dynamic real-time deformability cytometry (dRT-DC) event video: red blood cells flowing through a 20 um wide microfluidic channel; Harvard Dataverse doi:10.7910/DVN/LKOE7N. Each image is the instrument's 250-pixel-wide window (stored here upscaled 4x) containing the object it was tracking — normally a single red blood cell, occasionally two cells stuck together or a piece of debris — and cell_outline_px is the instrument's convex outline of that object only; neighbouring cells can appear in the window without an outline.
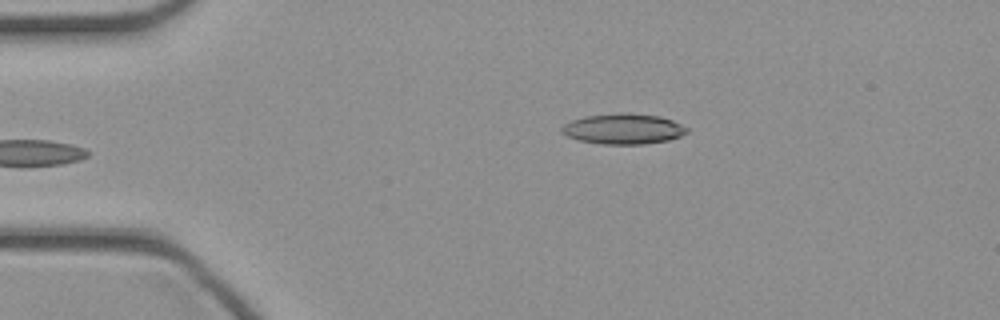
{"species": "common noctule bat (a hibernating species)", "species_latin": "Nyctalus noctula", "temperature_condition": "cold", "stored_images_in_passage": 32, "camera_frame_rate_fps": 3000, "um_per_image_px": 0.085, "animal": {"sex": "female", "body_mass_g": 21.9}, "frame": {"image": 1, "passage_image": 1, "time_ms": 0.0, "image_size_px": [1000, 320], "cell_outline_px": [[688, 132], [680, 136], [668, 140], [644, 144], [600, 144], [580, 140], [568, 136], [560, 132], [560, 128], [564, 124], [572, 120], [584, 116], [660, 116], [672, 120], [688, 128]], "centroid_in_image_um": [52.97, 11.01], "position_along_channel_um": 32.0, "area_um2": 21.15}}
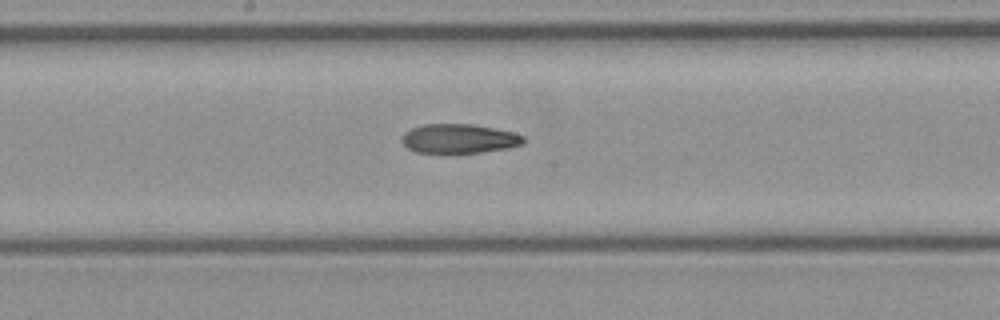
{"frame": {"image": 2, "passage_image": 16, "time_ms": 5.0, "image_size_px": [1000, 320], "cell_outline_px": [[528, 140], [524, 144], [508, 148], [480, 152], [416, 152], [408, 148], [400, 140], [404, 132], [412, 128], [424, 124], [472, 124], [512, 132], [524, 136]], "centroid_in_image_um": [39.04, 11.78], "position_along_channel_um": 209.2, "area_um2": 20.63}}
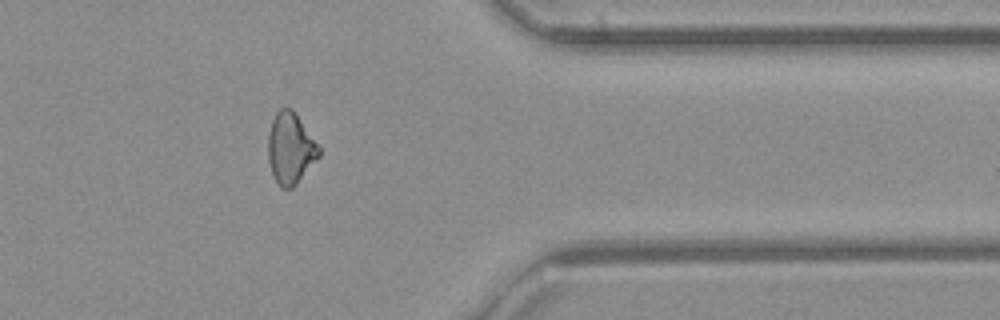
{"frame": {"image": 3, "passage_image": 29, "time_ms": 9.333, "image_size_px": [1000, 320], "cell_outline_px": [[320, 156], [296, 184], [292, 188], [280, 188], [276, 184], [268, 160], [268, 132], [272, 120], [276, 112], [280, 108], [292, 108], [320, 148]], "centroid_in_image_um": [24.67, 12.62], "position_along_channel_um": 386.7, "area_um2": 21.04}}